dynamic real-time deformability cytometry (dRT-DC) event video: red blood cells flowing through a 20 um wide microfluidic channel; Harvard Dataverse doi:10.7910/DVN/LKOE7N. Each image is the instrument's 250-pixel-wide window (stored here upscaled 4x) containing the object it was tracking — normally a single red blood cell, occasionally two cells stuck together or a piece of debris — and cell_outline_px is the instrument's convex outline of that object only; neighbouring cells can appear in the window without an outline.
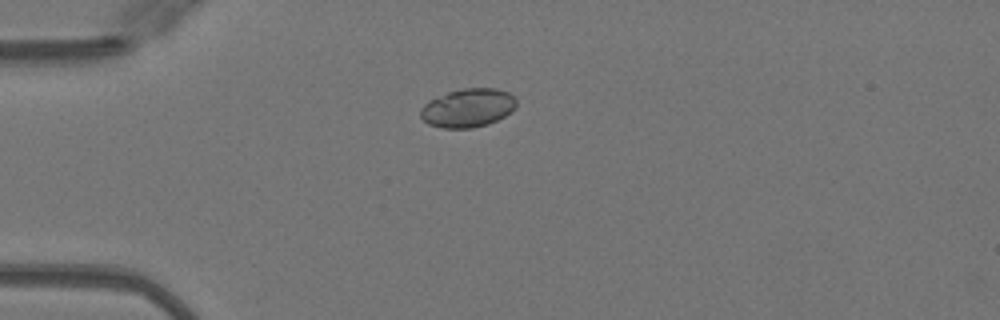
{"species": "Egyptian fruit bat (a non-hibernating species)", "species_latin": "Rousettus aegyptiacus", "temperature_condition": "warm", "stored_images_in_passage": 36, "camera_frame_rate_fps": 3000, "um_per_image_px": 0.085, "animal": {"sex": "female"}, "frame": {"image": 1, "passage_image": 1, "time_ms": 0.0, "image_size_px": [1000, 320], "cell_outline_px": [[516, 104], [504, 116], [488, 124], [472, 128], [440, 128], [428, 124], [420, 116], [420, 108], [428, 100], [448, 92], [464, 88], [496, 88], [508, 92], [516, 100]], "centroid_in_image_um": [39.72, 9.17], "position_along_channel_um": 45.3, "area_um2": 21.44}}
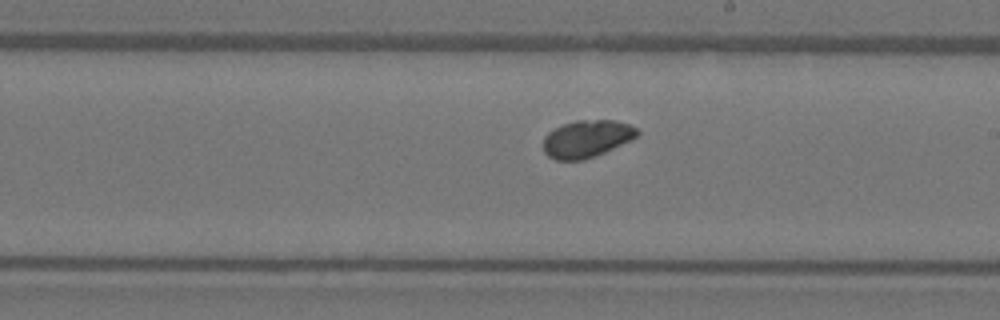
{"frame": {"image": 2, "passage_image": 17, "time_ms": 5.333, "image_size_px": [1000, 320], "cell_outline_px": [[640, 132], [636, 136], [596, 156], [584, 160], [556, 160], [548, 156], [544, 152], [544, 136], [548, 132], [564, 124], [576, 120], [616, 120], [628, 124], [636, 128]], "centroid_in_image_um": [49.84, 11.79], "position_along_channel_um": 239.2, "area_um2": 20.17}}
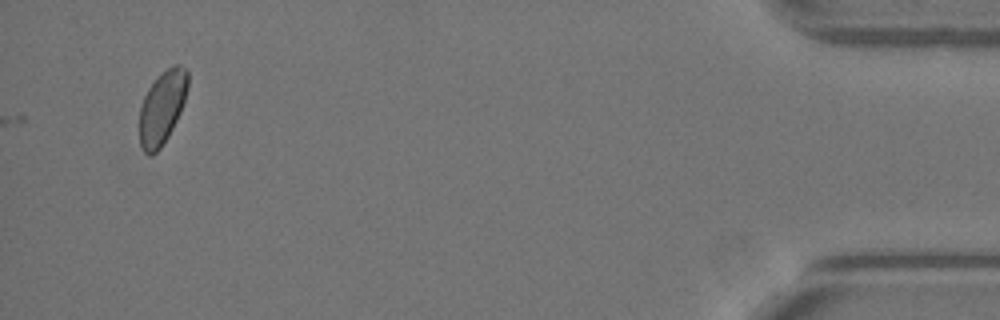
{"frame": {"image": 3, "passage_image": 36, "time_ms": 11.667, "image_size_px": [1000, 320], "cell_outline_px": [[188, 88], [180, 112], [168, 136], [160, 148], [152, 156], [148, 156], [144, 152], [140, 144], [140, 108], [144, 96], [148, 88], [160, 72], [172, 64], [180, 64], [188, 72]], "centroid_in_image_um": [13.78, 9.11], "position_along_channel_um": 421.4, "area_um2": 20.69}}